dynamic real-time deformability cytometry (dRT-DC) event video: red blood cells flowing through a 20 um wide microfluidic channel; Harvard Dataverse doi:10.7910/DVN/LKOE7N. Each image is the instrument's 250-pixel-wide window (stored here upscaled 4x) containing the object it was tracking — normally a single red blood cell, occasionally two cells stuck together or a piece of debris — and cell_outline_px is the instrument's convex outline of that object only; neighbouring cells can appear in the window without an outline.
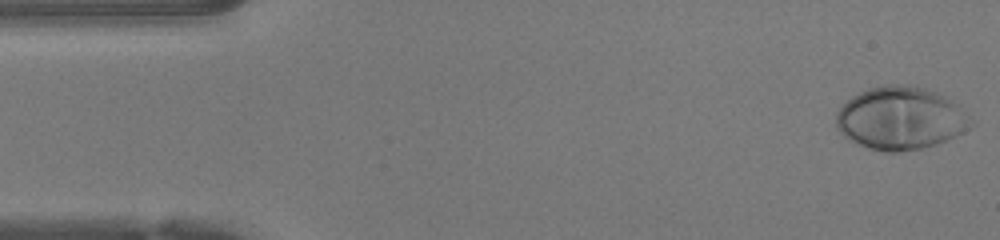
{"species": "human", "species_latin": "Homo sapiens", "temperature_condition": "warm", "stored_images_in_passage": 47, "camera_frame_rate_fps": 3000, "um_per_image_px": 0.085, "donor": {"sex": "female"}, "frame": {"image": 1, "passage_image": 1, "time_ms": 0.0, "image_size_px": [1000, 240], "cell_outline_px": [[976, 124], [956, 136], [936, 144], [920, 148], [896, 152], [888, 152], [868, 148], [848, 140], [836, 128], [836, 112], [852, 96], [868, 88], [884, 84], [904, 84], [924, 88], [936, 92], [952, 100], [976, 120]], "centroid_in_image_um": [76.57, 10.05], "position_along_channel_um": 8.4, "area_um2": 49.65}}
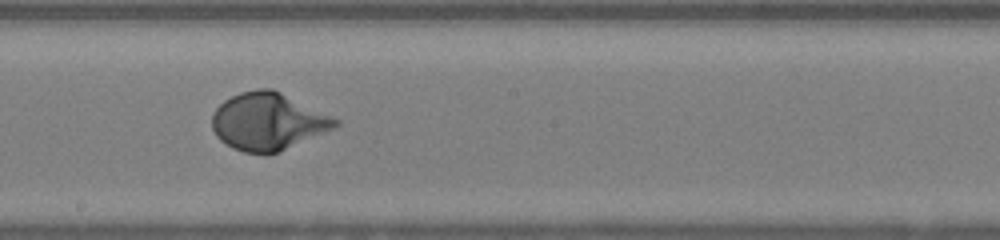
{"frame": {"image": 2, "passage_image": 25, "time_ms": 8.0, "image_size_px": [1000, 240], "cell_outline_px": [[340, 124], [332, 128], [276, 152], [244, 152], [232, 148], [220, 140], [216, 136], [212, 128], [212, 116], [216, 108], [224, 100], [240, 92], [256, 88], [272, 88], [340, 120]], "centroid_in_image_um": [22.72, 10.29], "position_along_channel_um": 225.5, "area_um2": 40.34}}
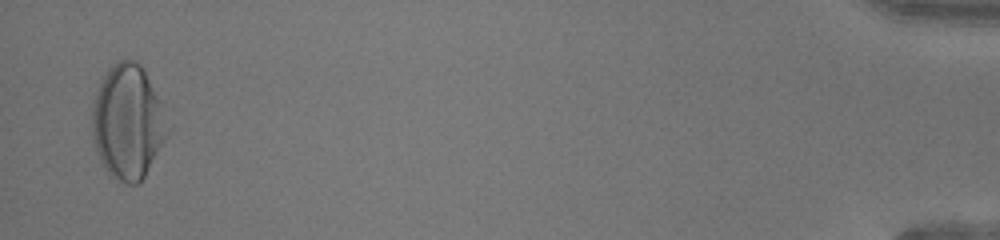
{"frame": {"image": 3, "passage_image": 46, "time_ms": 15.0, "image_size_px": [1000, 240], "cell_outline_px": [[172, 128], [168, 136], [144, 176], [136, 184], [124, 184], [108, 176], [100, 160], [92, 136], [92, 104], [100, 80], [120, 60], [136, 60], [144, 68], [172, 124]], "centroid_in_image_um": [10.9, 10.4], "position_along_channel_um": 424.3, "area_um2": 50.81}, "authors_computed_cell_mechanics": {"area_um2": 41.2692, "velocity_mm_per_s": 4.2139, "shape_relaxation_time_tau1_ms": 2.6792, "shape_relaxation_time_tau2_ms": null, "deformation_change_tau1": 0.199, "deformation_change_tau2": null}}